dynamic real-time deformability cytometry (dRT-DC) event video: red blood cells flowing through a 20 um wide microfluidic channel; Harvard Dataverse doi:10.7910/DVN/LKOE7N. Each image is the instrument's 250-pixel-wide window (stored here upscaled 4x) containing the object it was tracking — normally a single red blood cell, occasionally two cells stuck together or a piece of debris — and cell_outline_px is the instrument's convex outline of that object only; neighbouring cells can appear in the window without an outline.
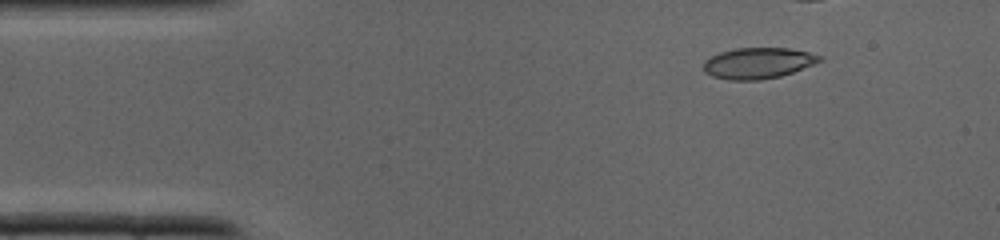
{"species": "common noctule bat (a hibernating species)", "species_latin": "Nyctalus noctula", "temperature_condition": "cold", "stored_images_in_passage": 29, "camera_frame_rate_fps": 3000, "um_per_image_px": 0.085, "animal": {"sex": "male", "body_mass_g": 19.0, "forearm_length_mm": 50.8}, "frame": {"image": 1, "passage_image": 5, "time_ms": 1.333, "image_size_px": [1000, 240], "cell_outline_px": [[824, 60], [792, 72], [780, 76], [760, 80], [728, 80], [712, 76], [704, 72], [704, 60], [720, 52], [736, 48], [788, 48], [808, 52], [824, 56]], "centroid_in_image_um": [64.44, 5.36], "position_along_channel_um": 20.6, "area_um2": 20.98}}